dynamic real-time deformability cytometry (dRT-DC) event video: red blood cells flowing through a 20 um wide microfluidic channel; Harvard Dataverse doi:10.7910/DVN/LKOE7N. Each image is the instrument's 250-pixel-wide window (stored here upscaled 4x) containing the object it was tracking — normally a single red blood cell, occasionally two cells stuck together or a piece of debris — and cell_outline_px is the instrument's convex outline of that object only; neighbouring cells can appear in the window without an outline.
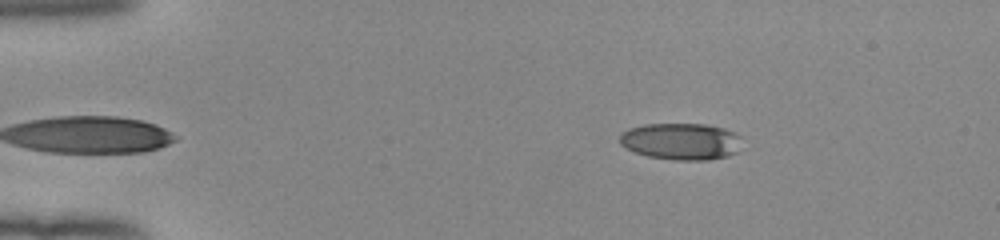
{"species": "human", "species_latin": "Homo sapiens", "temperature_condition": "room temperature", "stored_images_in_passage": 45, "camera_frame_rate_fps": 3000, "um_per_image_px": 0.085, "donor": {"sex": "female"}, "frame": {"image": 1, "passage_image": 2, "time_ms": 0.333, "image_size_px": [1000, 240], "cell_outline_px": [[740, 152], [728, 156], [708, 160], [676, 160], [648, 156], [636, 152], [620, 144], [620, 132], [628, 128], [644, 124], [704, 124], [724, 128], [736, 132], [740, 136]], "centroid_in_image_um": [57.92, 12.01], "position_along_channel_um": 27.1, "area_um2": 26.41}}
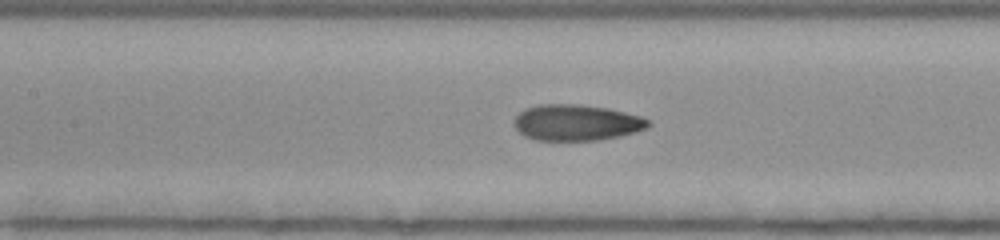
{"frame": {"image": 2, "passage_image": 18, "time_ms": 5.667, "image_size_px": [1000, 240], "cell_outline_px": [[652, 124], [648, 128], [636, 132], [620, 136], [600, 140], [532, 140], [524, 136], [512, 124], [512, 120], [524, 108], [540, 104], [580, 104], [608, 108], [640, 116], [648, 120]], "centroid_in_image_um": [48.98, 10.42], "position_along_channel_um": 158.4, "area_um2": 28.5}}
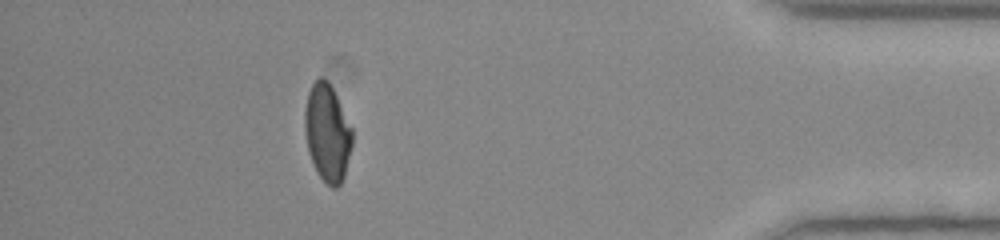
{"frame": {"image": 3, "passage_image": 40, "time_ms": 13.0, "image_size_px": [1000, 240], "cell_outline_px": [[352, 144], [344, 176], [340, 184], [336, 188], [332, 188], [316, 172], [308, 152], [304, 132], [304, 112], [308, 92], [312, 84], [320, 76], [328, 80], [352, 128]], "centroid_in_image_um": [27.8, 11.28], "position_along_channel_um": 407.4, "area_um2": 26.88}, "authors_computed_cell_mechanics": {"area_um2": 27.9752, "velocity_mm_per_s": 3.995, "shape_relaxation_time_tau1_ms": 5.416, "shape_relaxation_time_tau2_ms": 1.5258, "deformation_change_tau1": 0.1763, "deformation_change_tau2": 0.0776}}